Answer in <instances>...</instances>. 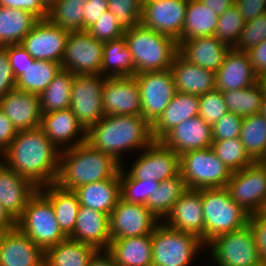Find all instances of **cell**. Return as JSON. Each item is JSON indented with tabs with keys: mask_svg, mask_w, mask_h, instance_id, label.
I'll return each instance as SVG.
<instances>
[{
	"mask_svg": "<svg viewBox=\"0 0 266 266\" xmlns=\"http://www.w3.org/2000/svg\"><path fill=\"white\" fill-rule=\"evenodd\" d=\"M1 156L5 165L38 188L55 183L57 179L60 150L40 126L18 131Z\"/></svg>",
	"mask_w": 266,
	"mask_h": 266,
	"instance_id": "1",
	"label": "cell"
},
{
	"mask_svg": "<svg viewBox=\"0 0 266 266\" xmlns=\"http://www.w3.org/2000/svg\"><path fill=\"white\" fill-rule=\"evenodd\" d=\"M153 141L152 125L142 115H104L86 133V142L92 148L120 163L122 152L145 149Z\"/></svg>",
	"mask_w": 266,
	"mask_h": 266,
	"instance_id": "2",
	"label": "cell"
},
{
	"mask_svg": "<svg viewBox=\"0 0 266 266\" xmlns=\"http://www.w3.org/2000/svg\"><path fill=\"white\" fill-rule=\"evenodd\" d=\"M122 164L113 156L92 148L87 142L61 149L55 181L59 187L74 190L79 186L116 176Z\"/></svg>",
	"mask_w": 266,
	"mask_h": 266,
	"instance_id": "3",
	"label": "cell"
},
{
	"mask_svg": "<svg viewBox=\"0 0 266 266\" xmlns=\"http://www.w3.org/2000/svg\"><path fill=\"white\" fill-rule=\"evenodd\" d=\"M132 54L136 74L170 69L178 53V43L142 24L125 30L124 36Z\"/></svg>",
	"mask_w": 266,
	"mask_h": 266,
	"instance_id": "4",
	"label": "cell"
},
{
	"mask_svg": "<svg viewBox=\"0 0 266 266\" xmlns=\"http://www.w3.org/2000/svg\"><path fill=\"white\" fill-rule=\"evenodd\" d=\"M204 216V244L218 235L248 224L249 214L235 203L226 187L201 189Z\"/></svg>",
	"mask_w": 266,
	"mask_h": 266,
	"instance_id": "5",
	"label": "cell"
},
{
	"mask_svg": "<svg viewBox=\"0 0 266 266\" xmlns=\"http://www.w3.org/2000/svg\"><path fill=\"white\" fill-rule=\"evenodd\" d=\"M16 227L43 251L68 238L56 220L51 201L39 189L16 220Z\"/></svg>",
	"mask_w": 266,
	"mask_h": 266,
	"instance_id": "6",
	"label": "cell"
},
{
	"mask_svg": "<svg viewBox=\"0 0 266 266\" xmlns=\"http://www.w3.org/2000/svg\"><path fill=\"white\" fill-rule=\"evenodd\" d=\"M179 163L187 189L226 187L232 174L211 147L184 152Z\"/></svg>",
	"mask_w": 266,
	"mask_h": 266,
	"instance_id": "7",
	"label": "cell"
},
{
	"mask_svg": "<svg viewBox=\"0 0 266 266\" xmlns=\"http://www.w3.org/2000/svg\"><path fill=\"white\" fill-rule=\"evenodd\" d=\"M204 245L196 235L159 222L152 233V266H188Z\"/></svg>",
	"mask_w": 266,
	"mask_h": 266,
	"instance_id": "8",
	"label": "cell"
},
{
	"mask_svg": "<svg viewBox=\"0 0 266 266\" xmlns=\"http://www.w3.org/2000/svg\"><path fill=\"white\" fill-rule=\"evenodd\" d=\"M210 245V246H209ZM219 266H259L262 264L249 223L216 236L206 245Z\"/></svg>",
	"mask_w": 266,
	"mask_h": 266,
	"instance_id": "9",
	"label": "cell"
},
{
	"mask_svg": "<svg viewBox=\"0 0 266 266\" xmlns=\"http://www.w3.org/2000/svg\"><path fill=\"white\" fill-rule=\"evenodd\" d=\"M232 200L249 215L263 212L266 205V163L254 162L231 174L226 185Z\"/></svg>",
	"mask_w": 266,
	"mask_h": 266,
	"instance_id": "10",
	"label": "cell"
},
{
	"mask_svg": "<svg viewBox=\"0 0 266 266\" xmlns=\"http://www.w3.org/2000/svg\"><path fill=\"white\" fill-rule=\"evenodd\" d=\"M140 90L142 116L153 125L176 94L171 69L135 75Z\"/></svg>",
	"mask_w": 266,
	"mask_h": 266,
	"instance_id": "11",
	"label": "cell"
},
{
	"mask_svg": "<svg viewBox=\"0 0 266 266\" xmlns=\"http://www.w3.org/2000/svg\"><path fill=\"white\" fill-rule=\"evenodd\" d=\"M106 77L100 74L75 75L72 81L70 109L87 130L105 114L102 89Z\"/></svg>",
	"mask_w": 266,
	"mask_h": 266,
	"instance_id": "12",
	"label": "cell"
},
{
	"mask_svg": "<svg viewBox=\"0 0 266 266\" xmlns=\"http://www.w3.org/2000/svg\"><path fill=\"white\" fill-rule=\"evenodd\" d=\"M104 42L87 31L70 32L61 61L62 69L75 75L100 74Z\"/></svg>",
	"mask_w": 266,
	"mask_h": 266,
	"instance_id": "13",
	"label": "cell"
},
{
	"mask_svg": "<svg viewBox=\"0 0 266 266\" xmlns=\"http://www.w3.org/2000/svg\"><path fill=\"white\" fill-rule=\"evenodd\" d=\"M179 155L161 141H153L131 166L128 175L143 181L172 178L180 172Z\"/></svg>",
	"mask_w": 266,
	"mask_h": 266,
	"instance_id": "14",
	"label": "cell"
},
{
	"mask_svg": "<svg viewBox=\"0 0 266 266\" xmlns=\"http://www.w3.org/2000/svg\"><path fill=\"white\" fill-rule=\"evenodd\" d=\"M158 221L144 204L128 203L120 198L109 215L111 239L152 234Z\"/></svg>",
	"mask_w": 266,
	"mask_h": 266,
	"instance_id": "15",
	"label": "cell"
},
{
	"mask_svg": "<svg viewBox=\"0 0 266 266\" xmlns=\"http://www.w3.org/2000/svg\"><path fill=\"white\" fill-rule=\"evenodd\" d=\"M188 0H162L142 4L140 24L179 43Z\"/></svg>",
	"mask_w": 266,
	"mask_h": 266,
	"instance_id": "16",
	"label": "cell"
},
{
	"mask_svg": "<svg viewBox=\"0 0 266 266\" xmlns=\"http://www.w3.org/2000/svg\"><path fill=\"white\" fill-rule=\"evenodd\" d=\"M68 35V31L48 19L39 20L23 38L21 45L35 60L61 63Z\"/></svg>",
	"mask_w": 266,
	"mask_h": 266,
	"instance_id": "17",
	"label": "cell"
},
{
	"mask_svg": "<svg viewBox=\"0 0 266 266\" xmlns=\"http://www.w3.org/2000/svg\"><path fill=\"white\" fill-rule=\"evenodd\" d=\"M105 115H142L139 86L134 77H106L102 89Z\"/></svg>",
	"mask_w": 266,
	"mask_h": 266,
	"instance_id": "18",
	"label": "cell"
},
{
	"mask_svg": "<svg viewBox=\"0 0 266 266\" xmlns=\"http://www.w3.org/2000/svg\"><path fill=\"white\" fill-rule=\"evenodd\" d=\"M166 147L178 155L190 150L205 149L212 146L211 126L199 115L180 122L161 140Z\"/></svg>",
	"mask_w": 266,
	"mask_h": 266,
	"instance_id": "19",
	"label": "cell"
},
{
	"mask_svg": "<svg viewBox=\"0 0 266 266\" xmlns=\"http://www.w3.org/2000/svg\"><path fill=\"white\" fill-rule=\"evenodd\" d=\"M164 224L177 231L194 234L204 243L201 189H187L173 205Z\"/></svg>",
	"mask_w": 266,
	"mask_h": 266,
	"instance_id": "20",
	"label": "cell"
},
{
	"mask_svg": "<svg viewBox=\"0 0 266 266\" xmlns=\"http://www.w3.org/2000/svg\"><path fill=\"white\" fill-rule=\"evenodd\" d=\"M0 109L12 121L17 131L41 125L42 111L38 94L15 88L0 99Z\"/></svg>",
	"mask_w": 266,
	"mask_h": 266,
	"instance_id": "21",
	"label": "cell"
},
{
	"mask_svg": "<svg viewBox=\"0 0 266 266\" xmlns=\"http://www.w3.org/2000/svg\"><path fill=\"white\" fill-rule=\"evenodd\" d=\"M0 266H44V251L16 227L0 237Z\"/></svg>",
	"mask_w": 266,
	"mask_h": 266,
	"instance_id": "22",
	"label": "cell"
},
{
	"mask_svg": "<svg viewBox=\"0 0 266 266\" xmlns=\"http://www.w3.org/2000/svg\"><path fill=\"white\" fill-rule=\"evenodd\" d=\"M258 80L248 53L231 48L215 72V89L224 92L247 88Z\"/></svg>",
	"mask_w": 266,
	"mask_h": 266,
	"instance_id": "23",
	"label": "cell"
},
{
	"mask_svg": "<svg viewBox=\"0 0 266 266\" xmlns=\"http://www.w3.org/2000/svg\"><path fill=\"white\" fill-rule=\"evenodd\" d=\"M38 189L0 161V204L15 220L21 216L29 199Z\"/></svg>",
	"mask_w": 266,
	"mask_h": 266,
	"instance_id": "24",
	"label": "cell"
},
{
	"mask_svg": "<svg viewBox=\"0 0 266 266\" xmlns=\"http://www.w3.org/2000/svg\"><path fill=\"white\" fill-rule=\"evenodd\" d=\"M232 47L216 36L198 37L178 43V53L190 63L216 72Z\"/></svg>",
	"mask_w": 266,
	"mask_h": 266,
	"instance_id": "25",
	"label": "cell"
},
{
	"mask_svg": "<svg viewBox=\"0 0 266 266\" xmlns=\"http://www.w3.org/2000/svg\"><path fill=\"white\" fill-rule=\"evenodd\" d=\"M40 127L43 129L46 136L51 142L60 149V145H65L69 141H73L76 137V141L69 142V146H65V149H70L77 145L86 142L87 130L77 120L76 116L70 108L53 111L47 114H42V120ZM79 138L77 135L81 134Z\"/></svg>",
	"mask_w": 266,
	"mask_h": 266,
	"instance_id": "26",
	"label": "cell"
},
{
	"mask_svg": "<svg viewBox=\"0 0 266 266\" xmlns=\"http://www.w3.org/2000/svg\"><path fill=\"white\" fill-rule=\"evenodd\" d=\"M69 238L89 244L98 251H106L111 241L109 215L80 205L76 224Z\"/></svg>",
	"mask_w": 266,
	"mask_h": 266,
	"instance_id": "27",
	"label": "cell"
},
{
	"mask_svg": "<svg viewBox=\"0 0 266 266\" xmlns=\"http://www.w3.org/2000/svg\"><path fill=\"white\" fill-rule=\"evenodd\" d=\"M170 69L179 93L201 96L215 89V72L190 63L179 53Z\"/></svg>",
	"mask_w": 266,
	"mask_h": 266,
	"instance_id": "28",
	"label": "cell"
},
{
	"mask_svg": "<svg viewBox=\"0 0 266 266\" xmlns=\"http://www.w3.org/2000/svg\"><path fill=\"white\" fill-rule=\"evenodd\" d=\"M106 252L118 266H152V234L111 239Z\"/></svg>",
	"mask_w": 266,
	"mask_h": 266,
	"instance_id": "29",
	"label": "cell"
},
{
	"mask_svg": "<svg viewBox=\"0 0 266 266\" xmlns=\"http://www.w3.org/2000/svg\"><path fill=\"white\" fill-rule=\"evenodd\" d=\"M73 191L80 205L110 215L121 198L119 173L113 178L79 186Z\"/></svg>",
	"mask_w": 266,
	"mask_h": 266,
	"instance_id": "30",
	"label": "cell"
},
{
	"mask_svg": "<svg viewBox=\"0 0 266 266\" xmlns=\"http://www.w3.org/2000/svg\"><path fill=\"white\" fill-rule=\"evenodd\" d=\"M199 96L176 92L159 119L152 125L154 141H160L180 122L199 113Z\"/></svg>",
	"mask_w": 266,
	"mask_h": 266,
	"instance_id": "31",
	"label": "cell"
},
{
	"mask_svg": "<svg viewBox=\"0 0 266 266\" xmlns=\"http://www.w3.org/2000/svg\"><path fill=\"white\" fill-rule=\"evenodd\" d=\"M97 252L95 247L68 237L44 251V266H88Z\"/></svg>",
	"mask_w": 266,
	"mask_h": 266,
	"instance_id": "32",
	"label": "cell"
},
{
	"mask_svg": "<svg viewBox=\"0 0 266 266\" xmlns=\"http://www.w3.org/2000/svg\"><path fill=\"white\" fill-rule=\"evenodd\" d=\"M44 187L39 190L51 201L56 220L62 231L69 237L73 233L80 208L78 197L73 190L63 189L55 183Z\"/></svg>",
	"mask_w": 266,
	"mask_h": 266,
	"instance_id": "33",
	"label": "cell"
},
{
	"mask_svg": "<svg viewBox=\"0 0 266 266\" xmlns=\"http://www.w3.org/2000/svg\"><path fill=\"white\" fill-rule=\"evenodd\" d=\"M38 21L28 11L0 6V47L21 44Z\"/></svg>",
	"mask_w": 266,
	"mask_h": 266,
	"instance_id": "34",
	"label": "cell"
},
{
	"mask_svg": "<svg viewBox=\"0 0 266 266\" xmlns=\"http://www.w3.org/2000/svg\"><path fill=\"white\" fill-rule=\"evenodd\" d=\"M218 15L200 0H188L185 21L179 42L198 37L213 36Z\"/></svg>",
	"mask_w": 266,
	"mask_h": 266,
	"instance_id": "35",
	"label": "cell"
},
{
	"mask_svg": "<svg viewBox=\"0 0 266 266\" xmlns=\"http://www.w3.org/2000/svg\"><path fill=\"white\" fill-rule=\"evenodd\" d=\"M109 71H111L110 74ZM106 72L108 75L105 74ZM103 74L105 77H134L136 75L132 54L124 37L104 42L101 66V75L104 76Z\"/></svg>",
	"mask_w": 266,
	"mask_h": 266,
	"instance_id": "36",
	"label": "cell"
},
{
	"mask_svg": "<svg viewBox=\"0 0 266 266\" xmlns=\"http://www.w3.org/2000/svg\"><path fill=\"white\" fill-rule=\"evenodd\" d=\"M187 190L181 173L159 183L158 188L147 199L145 206L157 217L164 219Z\"/></svg>",
	"mask_w": 266,
	"mask_h": 266,
	"instance_id": "37",
	"label": "cell"
},
{
	"mask_svg": "<svg viewBox=\"0 0 266 266\" xmlns=\"http://www.w3.org/2000/svg\"><path fill=\"white\" fill-rule=\"evenodd\" d=\"M239 138L254 162L266 160V117L260 113L244 117Z\"/></svg>",
	"mask_w": 266,
	"mask_h": 266,
	"instance_id": "38",
	"label": "cell"
},
{
	"mask_svg": "<svg viewBox=\"0 0 266 266\" xmlns=\"http://www.w3.org/2000/svg\"><path fill=\"white\" fill-rule=\"evenodd\" d=\"M61 69V63L34 60L16 79V89L40 95Z\"/></svg>",
	"mask_w": 266,
	"mask_h": 266,
	"instance_id": "39",
	"label": "cell"
},
{
	"mask_svg": "<svg viewBox=\"0 0 266 266\" xmlns=\"http://www.w3.org/2000/svg\"><path fill=\"white\" fill-rule=\"evenodd\" d=\"M75 74L61 69L39 95L42 114L70 108L72 81Z\"/></svg>",
	"mask_w": 266,
	"mask_h": 266,
	"instance_id": "40",
	"label": "cell"
},
{
	"mask_svg": "<svg viewBox=\"0 0 266 266\" xmlns=\"http://www.w3.org/2000/svg\"><path fill=\"white\" fill-rule=\"evenodd\" d=\"M89 0H58L49 8L47 19L65 31H84V7Z\"/></svg>",
	"mask_w": 266,
	"mask_h": 266,
	"instance_id": "41",
	"label": "cell"
},
{
	"mask_svg": "<svg viewBox=\"0 0 266 266\" xmlns=\"http://www.w3.org/2000/svg\"><path fill=\"white\" fill-rule=\"evenodd\" d=\"M221 93L229 112L243 118L260 113L264 91L259 81L247 88Z\"/></svg>",
	"mask_w": 266,
	"mask_h": 266,
	"instance_id": "42",
	"label": "cell"
},
{
	"mask_svg": "<svg viewBox=\"0 0 266 266\" xmlns=\"http://www.w3.org/2000/svg\"><path fill=\"white\" fill-rule=\"evenodd\" d=\"M211 148L231 171H239L254 163L246 153L240 138L213 141Z\"/></svg>",
	"mask_w": 266,
	"mask_h": 266,
	"instance_id": "43",
	"label": "cell"
},
{
	"mask_svg": "<svg viewBox=\"0 0 266 266\" xmlns=\"http://www.w3.org/2000/svg\"><path fill=\"white\" fill-rule=\"evenodd\" d=\"M121 167L119 172L121 199L133 204H146L147 199L158 188L159 181H143L125 175Z\"/></svg>",
	"mask_w": 266,
	"mask_h": 266,
	"instance_id": "44",
	"label": "cell"
},
{
	"mask_svg": "<svg viewBox=\"0 0 266 266\" xmlns=\"http://www.w3.org/2000/svg\"><path fill=\"white\" fill-rule=\"evenodd\" d=\"M244 26V17L238 8L233 5L218 17V24L214 36L233 47L239 40Z\"/></svg>",
	"mask_w": 266,
	"mask_h": 266,
	"instance_id": "45",
	"label": "cell"
},
{
	"mask_svg": "<svg viewBox=\"0 0 266 266\" xmlns=\"http://www.w3.org/2000/svg\"><path fill=\"white\" fill-rule=\"evenodd\" d=\"M108 10L116 16L124 31L140 24L141 0H108Z\"/></svg>",
	"mask_w": 266,
	"mask_h": 266,
	"instance_id": "46",
	"label": "cell"
},
{
	"mask_svg": "<svg viewBox=\"0 0 266 266\" xmlns=\"http://www.w3.org/2000/svg\"><path fill=\"white\" fill-rule=\"evenodd\" d=\"M266 40V13L245 22L239 40L232 47L237 51H248L250 48Z\"/></svg>",
	"mask_w": 266,
	"mask_h": 266,
	"instance_id": "47",
	"label": "cell"
},
{
	"mask_svg": "<svg viewBox=\"0 0 266 266\" xmlns=\"http://www.w3.org/2000/svg\"><path fill=\"white\" fill-rule=\"evenodd\" d=\"M199 106L198 115L210 126L228 112L221 91L216 89L199 96Z\"/></svg>",
	"mask_w": 266,
	"mask_h": 266,
	"instance_id": "48",
	"label": "cell"
},
{
	"mask_svg": "<svg viewBox=\"0 0 266 266\" xmlns=\"http://www.w3.org/2000/svg\"><path fill=\"white\" fill-rule=\"evenodd\" d=\"M87 32L99 41L107 42L124 36V30L118 24L116 16L106 10Z\"/></svg>",
	"mask_w": 266,
	"mask_h": 266,
	"instance_id": "49",
	"label": "cell"
},
{
	"mask_svg": "<svg viewBox=\"0 0 266 266\" xmlns=\"http://www.w3.org/2000/svg\"><path fill=\"white\" fill-rule=\"evenodd\" d=\"M243 117L227 112L212 126V140H228L232 138H239L242 128Z\"/></svg>",
	"mask_w": 266,
	"mask_h": 266,
	"instance_id": "50",
	"label": "cell"
},
{
	"mask_svg": "<svg viewBox=\"0 0 266 266\" xmlns=\"http://www.w3.org/2000/svg\"><path fill=\"white\" fill-rule=\"evenodd\" d=\"M3 48L7 52L15 79L22 75L29 64H32L35 60L21 44L8 45Z\"/></svg>",
	"mask_w": 266,
	"mask_h": 266,
	"instance_id": "51",
	"label": "cell"
},
{
	"mask_svg": "<svg viewBox=\"0 0 266 266\" xmlns=\"http://www.w3.org/2000/svg\"><path fill=\"white\" fill-rule=\"evenodd\" d=\"M248 223L253 232L262 264H266V216L259 214L249 215Z\"/></svg>",
	"mask_w": 266,
	"mask_h": 266,
	"instance_id": "52",
	"label": "cell"
},
{
	"mask_svg": "<svg viewBox=\"0 0 266 266\" xmlns=\"http://www.w3.org/2000/svg\"><path fill=\"white\" fill-rule=\"evenodd\" d=\"M0 6L28 11L39 20L47 19L49 14V8L43 0H0Z\"/></svg>",
	"mask_w": 266,
	"mask_h": 266,
	"instance_id": "53",
	"label": "cell"
},
{
	"mask_svg": "<svg viewBox=\"0 0 266 266\" xmlns=\"http://www.w3.org/2000/svg\"><path fill=\"white\" fill-rule=\"evenodd\" d=\"M15 88L16 79L10 66L7 52L3 47H0V99Z\"/></svg>",
	"mask_w": 266,
	"mask_h": 266,
	"instance_id": "54",
	"label": "cell"
},
{
	"mask_svg": "<svg viewBox=\"0 0 266 266\" xmlns=\"http://www.w3.org/2000/svg\"><path fill=\"white\" fill-rule=\"evenodd\" d=\"M235 6L244 17L245 22L266 13V0H235Z\"/></svg>",
	"mask_w": 266,
	"mask_h": 266,
	"instance_id": "55",
	"label": "cell"
},
{
	"mask_svg": "<svg viewBox=\"0 0 266 266\" xmlns=\"http://www.w3.org/2000/svg\"><path fill=\"white\" fill-rule=\"evenodd\" d=\"M84 9V31H87L108 10V0H89Z\"/></svg>",
	"mask_w": 266,
	"mask_h": 266,
	"instance_id": "56",
	"label": "cell"
},
{
	"mask_svg": "<svg viewBox=\"0 0 266 266\" xmlns=\"http://www.w3.org/2000/svg\"><path fill=\"white\" fill-rule=\"evenodd\" d=\"M246 52L248 53L255 74L260 77L266 73V40Z\"/></svg>",
	"mask_w": 266,
	"mask_h": 266,
	"instance_id": "57",
	"label": "cell"
},
{
	"mask_svg": "<svg viewBox=\"0 0 266 266\" xmlns=\"http://www.w3.org/2000/svg\"><path fill=\"white\" fill-rule=\"evenodd\" d=\"M17 132L12 121L0 109V155L11 144Z\"/></svg>",
	"mask_w": 266,
	"mask_h": 266,
	"instance_id": "58",
	"label": "cell"
},
{
	"mask_svg": "<svg viewBox=\"0 0 266 266\" xmlns=\"http://www.w3.org/2000/svg\"><path fill=\"white\" fill-rule=\"evenodd\" d=\"M208 8H211L218 16L222 15L227 9L235 5V0H200Z\"/></svg>",
	"mask_w": 266,
	"mask_h": 266,
	"instance_id": "59",
	"label": "cell"
},
{
	"mask_svg": "<svg viewBox=\"0 0 266 266\" xmlns=\"http://www.w3.org/2000/svg\"><path fill=\"white\" fill-rule=\"evenodd\" d=\"M104 252L102 256L101 254L103 252L98 251L90 260L88 266H118V264L113 261L112 257L106 251Z\"/></svg>",
	"mask_w": 266,
	"mask_h": 266,
	"instance_id": "60",
	"label": "cell"
},
{
	"mask_svg": "<svg viewBox=\"0 0 266 266\" xmlns=\"http://www.w3.org/2000/svg\"><path fill=\"white\" fill-rule=\"evenodd\" d=\"M16 228V220L0 204V230L5 232Z\"/></svg>",
	"mask_w": 266,
	"mask_h": 266,
	"instance_id": "61",
	"label": "cell"
},
{
	"mask_svg": "<svg viewBox=\"0 0 266 266\" xmlns=\"http://www.w3.org/2000/svg\"><path fill=\"white\" fill-rule=\"evenodd\" d=\"M260 114L266 117V93H264V96L262 99Z\"/></svg>",
	"mask_w": 266,
	"mask_h": 266,
	"instance_id": "62",
	"label": "cell"
},
{
	"mask_svg": "<svg viewBox=\"0 0 266 266\" xmlns=\"http://www.w3.org/2000/svg\"><path fill=\"white\" fill-rule=\"evenodd\" d=\"M263 88V91L264 93H266V73L262 74L260 77H259V80H258Z\"/></svg>",
	"mask_w": 266,
	"mask_h": 266,
	"instance_id": "63",
	"label": "cell"
},
{
	"mask_svg": "<svg viewBox=\"0 0 266 266\" xmlns=\"http://www.w3.org/2000/svg\"><path fill=\"white\" fill-rule=\"evenodd\" d=\"M58 0H43L45 5L50 8L53 4H55Z\"/></svg>",
	"mask_w": 266,
	"mask_h": 266,
	"instance_id": "64",
	"label": "cell"
},
{
	"mask_svg": "<svg viewBox=\"0 0 266 266\" xmlns=\"http://www.w3.org/2000/svg\"><path fill=\"white\" fill-rule=\"evenodd\" d=\"M153 1H162V0H141V3L145 4V3L153 2Z\"/></svg>",
	"mask_w": 266,
	"mask_h": 266,
	"instance_id": "65",
	"label": "cell"
},
{
	"mask_svg": "<svg viewBox=\"0 0 266 266\" xmlns=\"http://www.w3.org/2000/svg\"><path fill=\"white\" fill-rule=\"evenodd\" d=\"M262 213L266 216V205H265Z\"/></svg>",
	"mask_w": 266,
	"mask_h": 266,
	"instance_id": "66",
	"label": "cell"
}]
</instances>
